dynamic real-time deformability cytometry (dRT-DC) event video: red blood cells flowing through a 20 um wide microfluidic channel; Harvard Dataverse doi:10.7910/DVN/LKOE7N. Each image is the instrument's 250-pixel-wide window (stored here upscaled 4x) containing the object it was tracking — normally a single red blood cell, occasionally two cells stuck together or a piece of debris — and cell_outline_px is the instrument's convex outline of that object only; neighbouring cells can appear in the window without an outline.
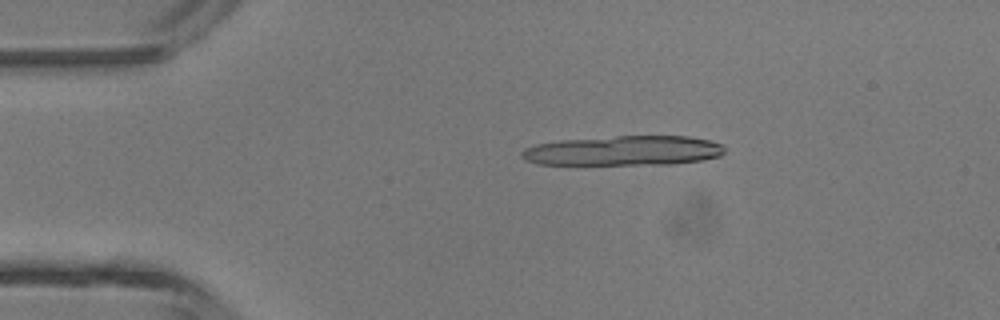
{"species": "common noctule bat (a hibernating species)", "species_latin": "Nyctalus noctula", "temperature_condition": "room temperature", "stored_images_in_passage": 4, "camera_frame_rate_fps": 3000, "um_per_image_px": 0.085, "animal": {"sex": "male", "body_mass_g": 13.3}, "frame": {"image": 1, "passage_image": 2, "time_ms": 2.0, "image_size_px": [1000, 320], "cell_outline_px": [[724, 152], [720, 156], [704, 160], [672, 164], [536, 164], [524, 160], [520, 156], [520, 152], [524, 148], [536, 144], [560, 140], [616, 136], [688, 136], [708, 140], [724, 144]], "centroid_in_image_um": [53.0, 12.81], "position_along_channel_um": 32.0, "area_um2": 35.37}}